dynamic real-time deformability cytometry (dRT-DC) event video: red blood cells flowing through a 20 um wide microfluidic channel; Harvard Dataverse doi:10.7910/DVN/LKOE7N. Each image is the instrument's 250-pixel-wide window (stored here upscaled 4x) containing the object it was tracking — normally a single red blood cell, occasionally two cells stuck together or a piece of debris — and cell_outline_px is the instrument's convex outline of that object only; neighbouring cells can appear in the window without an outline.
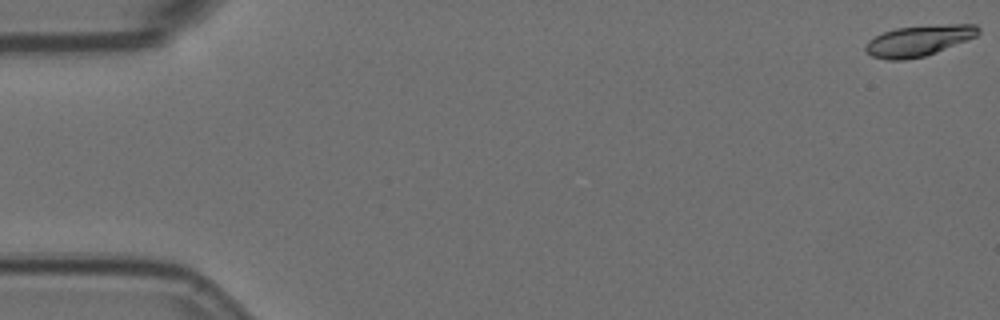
{"species": "Egyptian fruit bat (a non-hibernating species)", "species_latin": "Rousettus aegyptiacus", "temperature_condition": "room temperature", "stored_images_in_passage": 13, "camera_frame_rate_fps": 3000, "um_per_image_px": 0.085, "animal": {"sex": "female"}, "frame": {"image": 1, "passage_image": 1, "time_ms": 0.0, "image_size_px": [1000, 320], "cell_outline_px": [[980, 32], [976, 36], [936, 52], [924, 56], [904, 60], [888, 60], [872, 56], [864, 48], [868, 40], [884, 32], [896, 28], [948, 24], [976, 24], [980, 28]], "centroid_in_image_um": [78.1, 3.45], "position_along_channel_um": 6.9, "area_um2": 20.0}}